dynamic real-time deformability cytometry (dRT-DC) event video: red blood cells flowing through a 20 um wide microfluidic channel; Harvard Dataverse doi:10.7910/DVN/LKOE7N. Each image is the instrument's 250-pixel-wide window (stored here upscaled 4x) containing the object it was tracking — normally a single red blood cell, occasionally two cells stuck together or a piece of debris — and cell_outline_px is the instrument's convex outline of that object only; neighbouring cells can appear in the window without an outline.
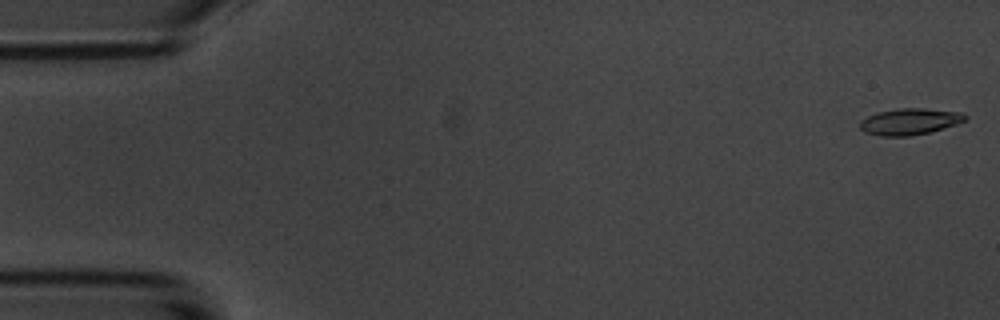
{"species": "common noctule bat (a hibernating species)", "species_latin": "Nyctalus noctula", "temperature_condition": "room temperature", "stored_images_in_passage": 55, "camera_frame_rate_fps": 3000, "um_per_image_px": 0.085, "animal": {"sex": "male", "body_mass_g": 20.1, "forearm_length_mm": 53.5}, "frame": {"image": 1, "passage_image": 1, "time_ms": 0.0, "image_size_px": [1000, 320], "cell_outline_px": [[968, 116], [964, 120], [956, 124], [928, 132], [908, 136], [880, 136], [864, 132], [860, 128], [860, 120], [876, 112], [896, 108], [924, 108], [960, 112]], "centroid_in_image_um": [77.28, 10.32], "position_along_channel_um": 7.7, "area_um2": 16.13}}
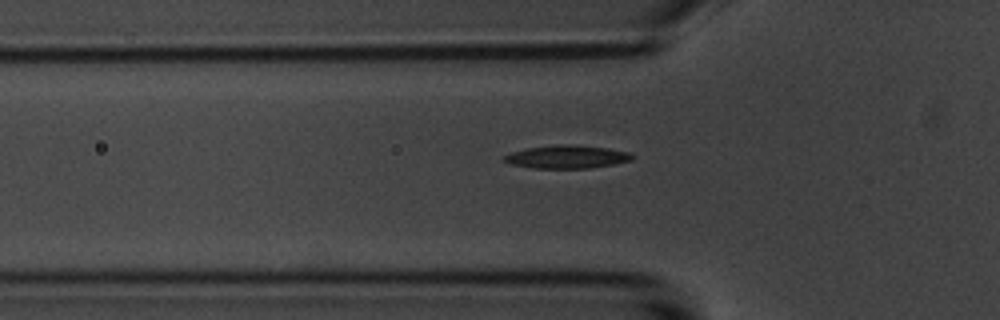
{"frame": {"image": 2, "passage_image": 18, "time_ms": 5.667, "image_size_px": [1000, 320], "cell_outline_px": [[636, 156], [632, 160], [612, 164], [588, 168], [536, 168], [512, 164], [504, 160], [504, 156], [512, 152], [528, 148], [560, 144], [564, 144], [604, 148], [632, 152]], "centroid_in_image_um": [48.24, 13.33], "position_along_channel_um": 77.6, "area_um2": 16.88}}
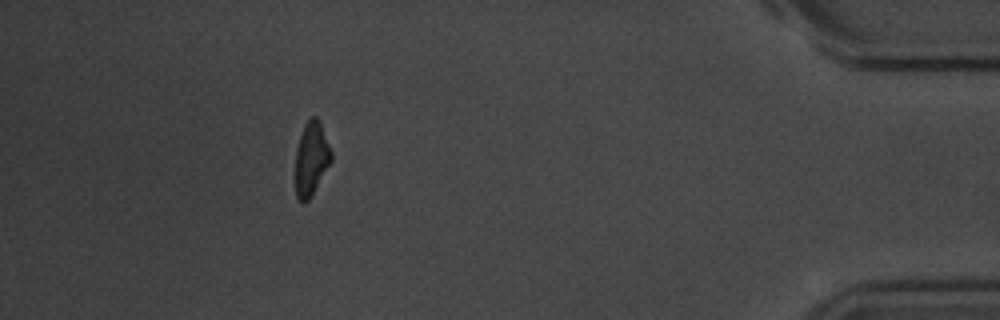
{"frame": {"image": 3, "passage_image": 50, "time_ms": 16.333, "image_size_px": [1000, 320], "cell_outline_px": [[332, 160], [308, 200], [304, 204], [296, 196], [296, 148], [304, 124], [312, 116], [316, 116], [320, 120], [332, 152]], "centroid_in_image_um": [26.47, 13.44], "position_along_channel_um": 408.7, "area_um2": 15.26}, "authors_computed_cell_mechanics": {"area_um2": 16.3574, "velocity_mm_per_s": 3.6187, "shape_relaxation_time_tau1_ms": 3.496, "shape_relaxation_time_tau2_ms": 5.9183, "deformation_change_tau1": 0.1591, "deformation_change_tau2": 0.1483}}